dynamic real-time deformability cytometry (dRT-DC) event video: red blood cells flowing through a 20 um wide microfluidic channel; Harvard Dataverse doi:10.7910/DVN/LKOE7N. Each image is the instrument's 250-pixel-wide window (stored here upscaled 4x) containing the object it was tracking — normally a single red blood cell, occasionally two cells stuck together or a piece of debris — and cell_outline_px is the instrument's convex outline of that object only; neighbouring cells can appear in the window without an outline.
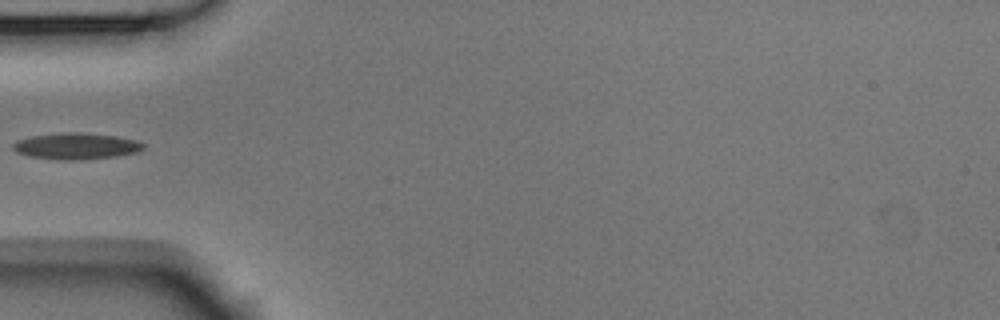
{"species": "Egyptian fruit bat (a non-hibernating species)", "species_latin": "Rousettus aegyptiacus", "temperature_condition": "room temperature", "stored_images_in_passage": 2, "camera_frame_rate_fps": 3000, "um_per_image_px": 0.085, "animal": {"sex": "male"}, "frame": {"image": 1, "passage_image": 2, "time_ms": 0.333, "image_size_px": [1000, 320], "cell_outline_px": [[144, 148], [136, 152], [116, 156], [80, 160], [56, 160], [28, 156], [16, 152], [12, 148], [12, 144], [16, 140], [32, 136], [64, 132], [72, 132], [116, 136], [136, 140], [144, 144]], "centroid_in_image_um": [6.43, 12.43], "position_along_channel_um": 78.6, "area_um2": 20.0}}